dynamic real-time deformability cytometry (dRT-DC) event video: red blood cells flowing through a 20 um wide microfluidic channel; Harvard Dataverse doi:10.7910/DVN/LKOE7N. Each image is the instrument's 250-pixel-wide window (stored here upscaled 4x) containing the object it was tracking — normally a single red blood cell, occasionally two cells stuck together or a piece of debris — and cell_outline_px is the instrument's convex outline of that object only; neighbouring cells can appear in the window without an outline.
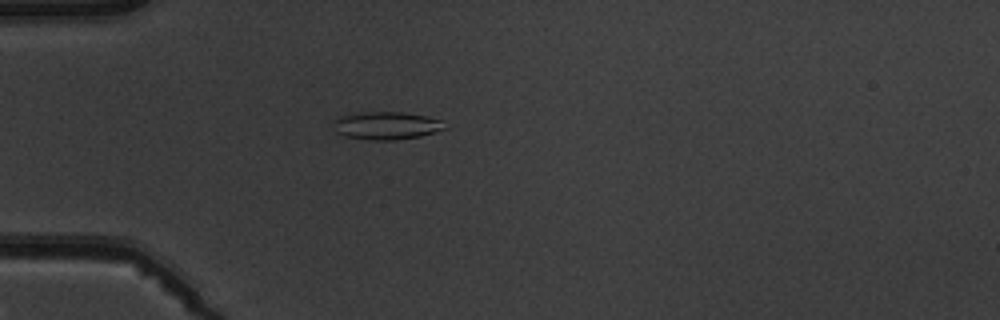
{"species": "common noctule bat (a hibernating species)", "species_latin": "Nyctalus noctula", "temperature_condition": "warm", "stored_images_in_passage": 4, "camera_frame_rate_fps": 3000, "um_per_image_px": 0.085, "animal": {"sex": "male", "body_mass_g": 19.5, "forearm_length_mm": 54.6}, "frame": {"image": 1, "passage_image": 4, "time_ms": 3.333, "image_size_px": [1000, 320], "cell_outline_px": [[448, 128], [436, 132], [420, 136], [396, 140], [372, 140], [344, 136], [336, 132], [336, 116], [356, 112], [404, 112], [424, 116], [440, 120]], "centroid_in_image_um": [32.85, 10.67], "position_along_channel_um": 52.2, "area_um2": 18.03}}